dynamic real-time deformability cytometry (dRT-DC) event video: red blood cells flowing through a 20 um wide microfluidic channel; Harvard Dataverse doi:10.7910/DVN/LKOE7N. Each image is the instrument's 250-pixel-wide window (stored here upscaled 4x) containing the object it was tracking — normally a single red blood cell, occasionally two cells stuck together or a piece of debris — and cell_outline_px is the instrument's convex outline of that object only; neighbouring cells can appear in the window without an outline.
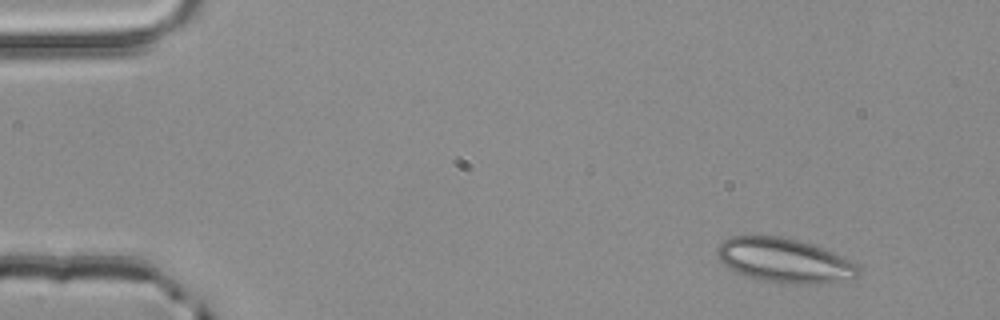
{"species": "common noctule bat (a hibernating species)", "species_latin": "Nyctalus noctula", "temperature_condition": "room temperature", "stored_images_in_passage": 3, "camera_frame_rate_fps": 3000, "um_per_image_px": 0.085, "animal": {"sex": "male", "body_mass_g": 20.4}, "frame": {"image": 1, "passage_image": 1, "time_ms": 0.0, "image_size_px": [1000, 320], "cell_outline_px": [[860, 272], [856, 276], [848, 280], [804, 284], [788, 284], [760, 280], [748, 276], [728, 268], [720, 260], [716, 252], [716, 248], [724, 240], [732, 236], [780, 236], [812, 244], [836, 252], [852, 260], [860, 268]], "centroid_in_image_um": [66.7, 22.13], "position_along_channel_um": 18.3, "area_um2": 36.53}}